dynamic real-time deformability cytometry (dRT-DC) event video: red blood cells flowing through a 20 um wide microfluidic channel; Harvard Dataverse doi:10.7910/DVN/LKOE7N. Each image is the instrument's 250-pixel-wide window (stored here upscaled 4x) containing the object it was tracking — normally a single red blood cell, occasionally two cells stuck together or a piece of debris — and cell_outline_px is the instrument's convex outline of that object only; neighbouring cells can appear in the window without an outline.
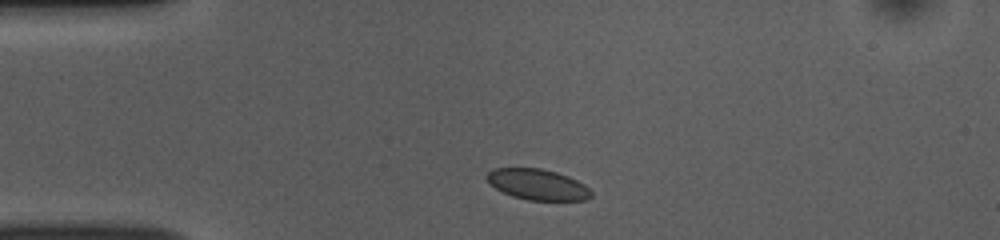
{"species": "common noctule bat (a hibernating species)", "species_latin": "Nyctalus noctula", "temperature_condition": "room temperature", "stored_images_in_passage": 41, "camera_frame_rate_fps": 3000, "um_per_image_px": 0.085, "animal": {"sex": "female", "body_mass_g": 10.0, "forearm_length_mm": 53.1}, "frame": {"image": 1, "passage_image": 1, "time_ms": 0.0, "image_size_px": [1000, 240], "cell_outline_px": [[592, 196], [588, 200], [528, 200], [512, 196], [496, 188], [484, 176], [492, 168], [540, 168], [556, 172], [568, 176], [584, 184], [592, 192]], "centroid_in_image_um": [45.7, 15.68], "position_along_channel_um": 39.3, "area_um2": 18.67}}
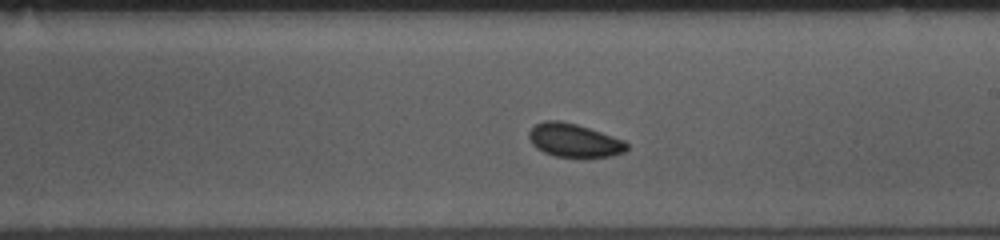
{"frame": {"image": 2, "passage_image": 19, "time_ms": 6.0, "image_size_px": [1000, 240], "cell_outline_px": [[628, 148], [624, 152], [612, 156], [556, 156], [544, 152], [536, 148], [532, 144], [528, 136], [528, 132], [536, 124], [544, 120], [560, 120], [576, 124], [624, 140], [628, 144]], "centroid_in_image_um": [48.77, 11.92], "position_along_channel_um": 240.2, "area_um2": 18.79}}
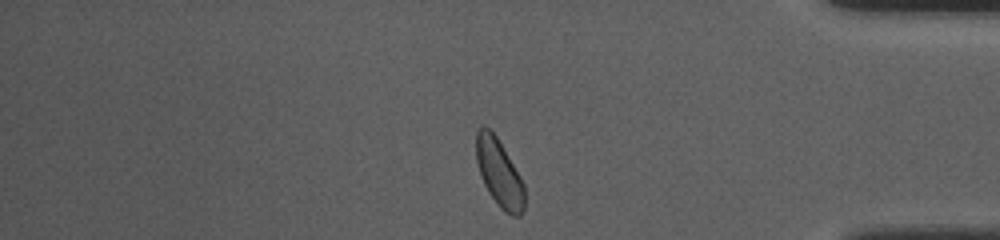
{"frame": {"image": 3, "passage_image": 33, "time_ms": 10.667, "image_size_px": [1000, 240], "cell_outline_px": [[524, 208], [520, 216], [512, 216], [504, 212], [500, 208], [488, 192], [480, 176], [476, 160], [476, 132], [484, 124], [496, 136], [520, 176], [524, 184]], "centroid_in_image_um": [42.42, 14.73], "position_along_channel_um": 392.8, "area_um2": 18.96}}